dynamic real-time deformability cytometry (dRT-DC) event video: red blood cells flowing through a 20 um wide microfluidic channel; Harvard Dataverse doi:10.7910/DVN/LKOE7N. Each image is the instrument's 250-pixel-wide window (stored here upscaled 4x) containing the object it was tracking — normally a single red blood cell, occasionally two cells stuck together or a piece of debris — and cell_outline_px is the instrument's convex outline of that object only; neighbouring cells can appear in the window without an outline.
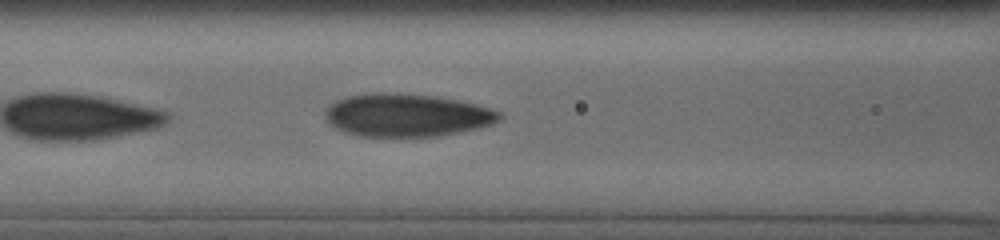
{"species": "human", "species_latin": "Homo sapiens", "temperature_condition": "cold", "stored_images_in_passage": 8, "camera_frame_rate_fps": 3000, "um_per_image_px": 0.085, "donor": {"sex": "male"}, "frame": {"image": 1, "passage_image": 5, "time_ms": 1.667, "image_size_px": [1000, 240], "cell_outline_px": [[500, 120], [492, 124], [476, 128], [440, 136], [400, 140], [360, 136], [344, 132], [336, 128], [328, 120], [324, 112], [336, 100], [348, 96], [376, 92], [384, 92], [432, 96], [456, 100], [476, 104], [500, 112]], "centroid_in_image_um": [34.55, 9.84], "position_along_channel_um": 132.1, "area_um2": 44.16}}